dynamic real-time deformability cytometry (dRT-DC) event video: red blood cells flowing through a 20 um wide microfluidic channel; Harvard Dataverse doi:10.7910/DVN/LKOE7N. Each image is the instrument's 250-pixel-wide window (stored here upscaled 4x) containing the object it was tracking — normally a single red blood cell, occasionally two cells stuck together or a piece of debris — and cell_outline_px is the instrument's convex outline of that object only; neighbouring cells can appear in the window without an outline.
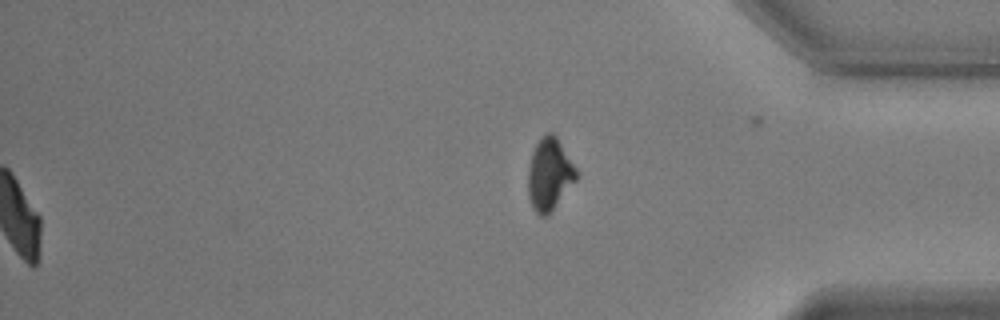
{"species": "common noctule bat (a hibernating species)", "species_latin": "Nyctalus noctula", "temperature_condition": "warm", "stored_images_in_passage": 58, "segment_of_instrument_passage": [2, 2], "camera_frame_rate_fps": 3000, "um_per_image_px": 0.085, "animal": {"sex": "male", "body_mass_g": 17.9, "forearm_length_mm": 54.2}, "frame": {"image": 1, "passage_image": 58, "time_ms": 19.0, "image_size_px": [1000, 320], "cell_outline_px": [[576, 180], [548, 216], [540, 216], [532, 208], [528, 196], [528, 168], [532, 152], [536, 144], [544, 132], [552, 132], [556, 136], [576, 168]], "centroid_in_image_um": [46.68, 14.82], "position_along_channel_um": 388.5, "area_um2": 20.29}}